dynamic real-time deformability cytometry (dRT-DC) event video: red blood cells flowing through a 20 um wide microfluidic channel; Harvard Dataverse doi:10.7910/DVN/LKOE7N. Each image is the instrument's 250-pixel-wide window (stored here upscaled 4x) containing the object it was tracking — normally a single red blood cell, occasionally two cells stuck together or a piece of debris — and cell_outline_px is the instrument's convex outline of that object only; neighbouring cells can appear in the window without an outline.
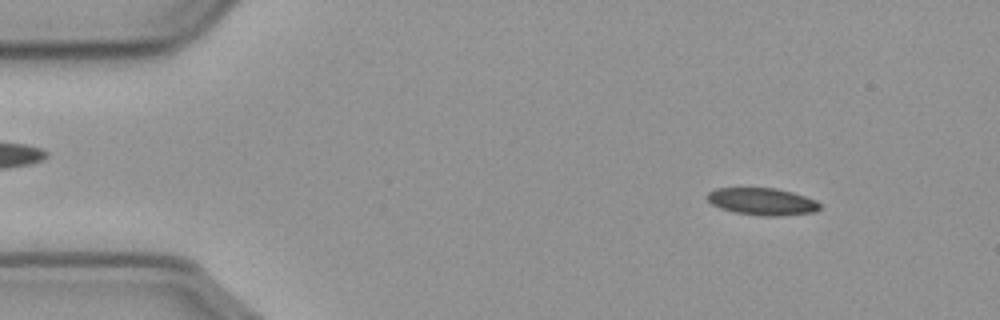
{"species": "common noctule bat (a hibernating species)", "species_latin": "Nyctalus noctula", "temperature_condition": "cold", "stored_images_in_passage": 56, "camera_frame_rate_fps": 3000, "um_per_image_px": 0.085, "animal": {"sex": "male", "body_mass_g": 23.1, "forearm_length_mm": 52.7}, "frame": {"image": 1, "passage_image": 6, "time_ms": 1.667, "image_size_px": [1000, 320], "cell_outline_px": [[820, 208], [816, 212], [780, 216], [760, 216], [736, 212], [720, 208], [712, 204], [708, 200], [708, 192], [716, 188], [776, 188], [792, 192], [816, 200], [820, 204]], "centroid_in_image_um": [64.81, 17.13], "position_along_channel_um": 20.2, "area_um2": 17.8}}
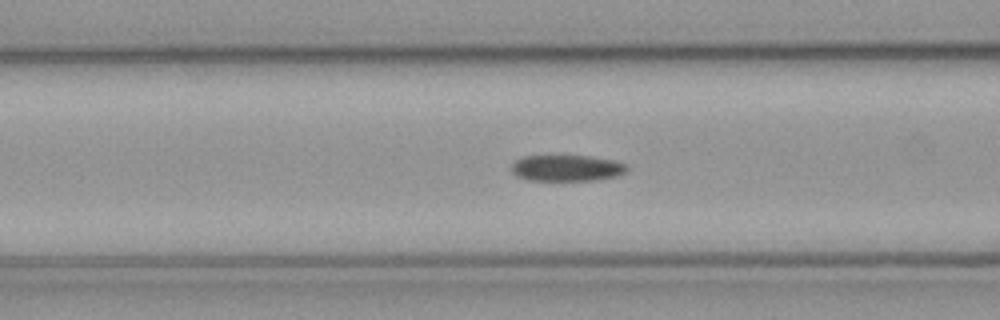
{"frame": {"image": 2, "passage_image": 21, "time_ms": 6.667, "image_size_px": [1000, 320], "cell_outline_px": [[628, 172], [616, 176], [596, 180], [528, 180], [516, 176], [512, 172], [512, 164], [516, 160], [524, 156], [588, 156], [612, 160], [624, 164], [628, 168]], "centroid_in_image_um": [48.17, 14.29], "position_along_channel_um": 118.4, "area_um2": 17.51}}
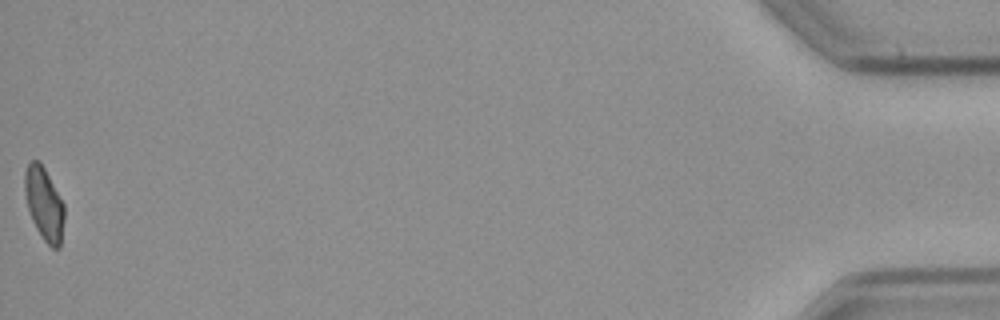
{"frame": {"image": 3, "passage_image": 56, "time_ms": 18.333, "image_size_px": [1000, 320], "cell_outline_px": [[64, 220], [60, 248], [52, 248], [44, 240], [36, 228], [32, 220], [28, 208], [24, 188], [24, 172], [28, 164], [32, 160], [40, 160], [64, 204]], "centroid_in_image_um": [3.75, 17.31], "position_along_channel_um": 431.5, "area_um2": 16.76}, "authors_computed_cell_mechanics": {"area_um2": 17.9758, "velocity_mm_per_s": 3.6102, "shape_relaxation_time_tau1_ms": null, "shape_relaxation_time_tau2_ms": 10.0834, "deformation_change_tau1": null, "deformation_change_tau2": 0.1314}}